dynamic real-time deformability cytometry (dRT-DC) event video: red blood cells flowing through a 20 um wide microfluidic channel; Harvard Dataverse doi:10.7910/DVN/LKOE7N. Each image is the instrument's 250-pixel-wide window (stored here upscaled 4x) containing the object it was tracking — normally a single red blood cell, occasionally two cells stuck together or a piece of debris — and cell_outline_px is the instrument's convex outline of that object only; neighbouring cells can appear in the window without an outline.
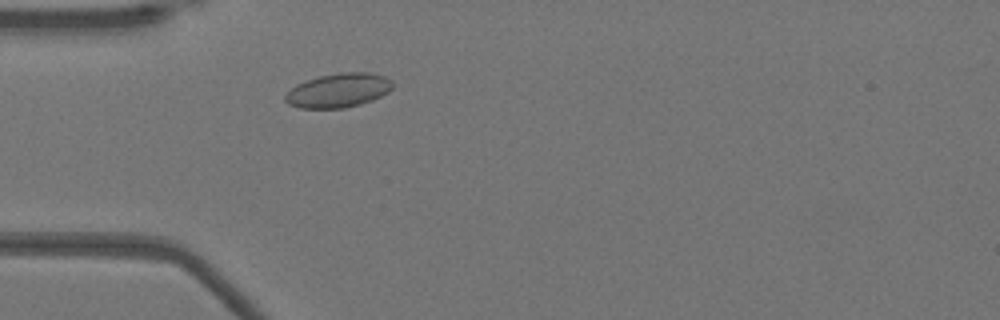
{"species": "Egyptian fruit bat (a non-hibernating species)", "species_latin": "Rousettus aegyptiacus", "temperature_condition": "warm", "stored_images_in_passage": 44, "camera_frame_rate_fps": 3000, "um_per_image_px": 0.085, "animal": {"sex": "female"}, "frame": {"image": 1, "passage_image": 7, "time_ms": 2.0, "image_size_px": [1000, 320], "cell_outline_px": [[396, 84], [388, 92], [372, 100], [360, 104], [344, 108], [300, 108], [288, 104], [284, 100], [284, 96], [296, 84], [320, 76], [340, 72], [368, 72], [384, 76], [392, 80]], "centroid_in_image_um": [28.79, 7.68], "position_along_channel_um": 56.2, "area_um2": 21.39}}
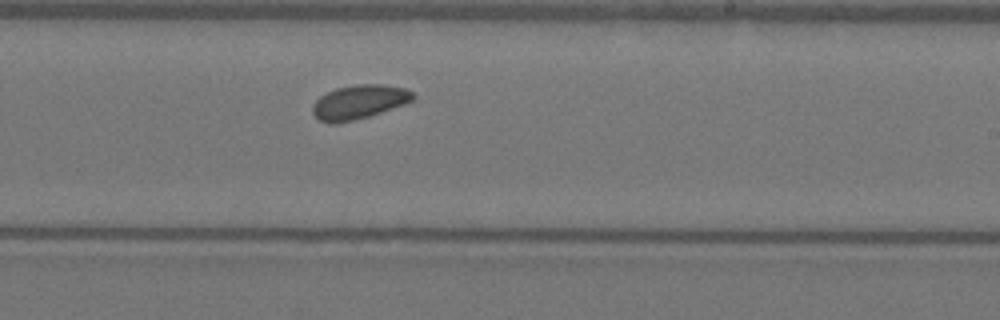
{"frame": {"image": 2, "passage_image": 23, "time_ms": 7.333, "image_size_px": [1000, 320], "cell_outline_px": [[416, 96], [412, 100], [404, 104], [368, 116], [336, 124], [328, 124], [320, 120], [312, 112], [312, 108], [316, 100], [320, 96], [336, 88], [360, 84], [384, 84], [404, 88], [412, 92]], "centroid_in_image_um": [30.51, 8.67], "position_along_channel_um": 258.5, "area_um2": 19.71}}
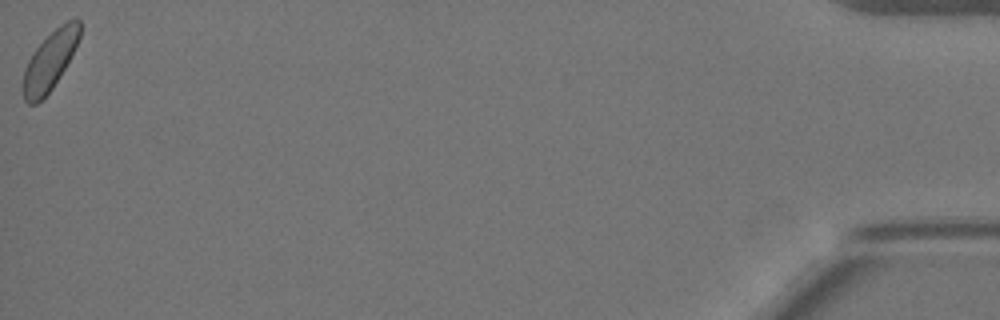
{"frame": {"image": 3, "passage_image": 44, "time_ms": 14.333, "image_size_px": [1000, 320], "cell_outline_px": [[80, 36], [64, 68], [52, 88], [36, 104], [28, 104], [24, 100], [24, 68], [32, 52], [60, 24], [68, 20], [80, 20]], "centroid_in_image_um": [4.22, 5.17], "position_along_channel_um": 431.0, "area_um2": 18.67}}